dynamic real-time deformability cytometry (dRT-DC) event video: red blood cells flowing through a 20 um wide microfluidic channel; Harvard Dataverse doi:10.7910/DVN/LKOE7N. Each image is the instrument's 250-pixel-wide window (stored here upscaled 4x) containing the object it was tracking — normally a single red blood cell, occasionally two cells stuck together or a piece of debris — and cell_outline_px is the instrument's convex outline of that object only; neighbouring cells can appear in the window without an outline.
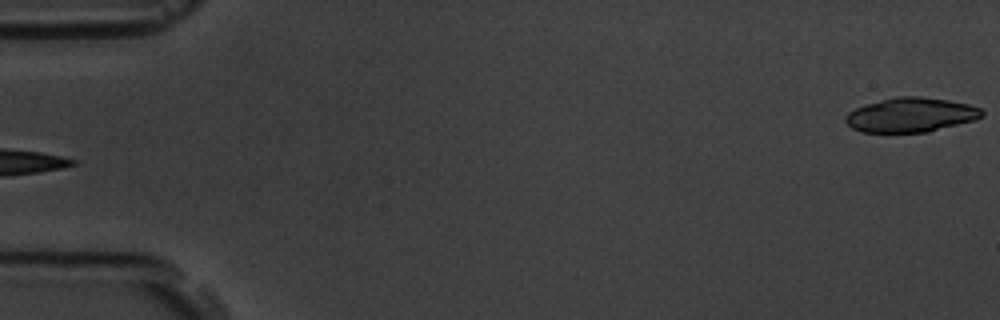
{"species": "common noctule bat (a hibernating species)", "species_latin": "Nyctalus noctula", "temperature_condition": "room temperature", "stored_images_in_passage": 5, "segment_of_instrument_passage": [2, 2], "camera_frame_rate_fps": 3000, "um_per_image_px": 0.085, "animal": {"sex": "male", "body_mass_g": 19.5, "forearm_length_mm": 54.6}, "frame": {"image": 1, "passage_image": 5, "time_ms": 4.667, "image_size_px": [1000, 320], "cell_outline_px": [[984, 116], [976, 120], [928, 132], [860, 132], [852, 128], [844, 120], [844, 116], [848, 112], [856, 108], [880, 100], [896, 96], [920, 96], [948, 100], [968, 104], [980, 108], [984, 112]], "centroid_in_image_um": [77.44, 9.77], "position_along_channel_um": 7.6, "area_um2": 27.46}}